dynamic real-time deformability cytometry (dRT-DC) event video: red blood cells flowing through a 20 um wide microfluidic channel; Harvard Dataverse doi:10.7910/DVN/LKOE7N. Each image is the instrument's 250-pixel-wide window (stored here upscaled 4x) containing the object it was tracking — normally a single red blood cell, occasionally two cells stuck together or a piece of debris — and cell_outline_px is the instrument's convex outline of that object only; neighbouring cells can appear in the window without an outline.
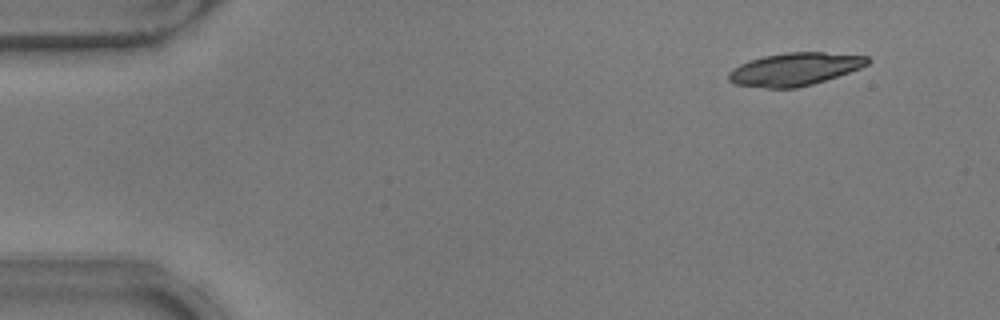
{"species": "common noctule bat (a hibernating species)", "species_latin": "Nyctalus noctula", "temperature_condition": "warm", "stored_images_in_passage": 13, "camera_frame_rate_fps": 3000, "um_per_image_px": 0.085, "animal": {"sex": "male", "body_mass_g": 17.9}, "frame": {"image": 1, "passage_image": 5, "time_ms": 1.333, "image_size_px": [1000, 320], "cell_outline_px": [[872, 60], [868, 64], [860, 68], [812, 84], [796, 88], [768, 88], [732, 84], [728, 80], [728, 72], [732, 68], [748, 60], [764, 56], [788, 52], [824, 52], [868, 56]], "centroid_in_image_um": [67.52, 5.87], "position_along_channel_um": 17.5, "area_um2": 26.59}}